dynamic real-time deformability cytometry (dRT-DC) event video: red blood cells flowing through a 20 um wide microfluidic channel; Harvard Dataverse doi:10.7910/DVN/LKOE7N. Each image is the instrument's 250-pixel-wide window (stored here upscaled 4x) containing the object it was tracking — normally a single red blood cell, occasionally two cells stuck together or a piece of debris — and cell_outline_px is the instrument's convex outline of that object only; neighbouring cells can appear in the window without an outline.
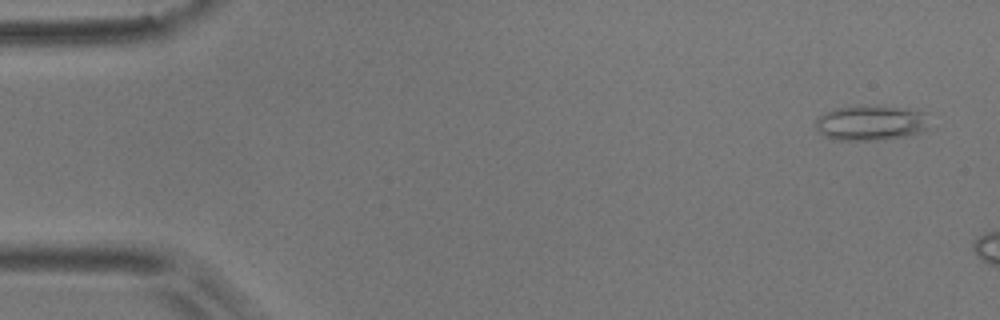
{"species": "common noctule bat (a hibernating species)", "species_latin": "Nyctalus noctula", "temperature_condition": "room temperature", "stored_images_in_passage": 8, "camera_frame_rate_fps": 3000, "um_per_image_px": 0.085, "animal": {"sex": "male", "body_mass_g": 17.9}, "frame": {"image": 1, "passage_image": 2, "time_ms": 0.333, "image_size_px": [1000, 320], "cell_outline_px": [[928, 128], [920, 132], [908, 136], [884, 140], [840, 140], [824, 136], [816, 128], [816, 120], [824, 112], [836, 108], [900, 108], [924, 112]], "centroid_in_image_um": [74.01, 10.5], "position_along_channel_um": 11.0, "area_um2": 22.43}}